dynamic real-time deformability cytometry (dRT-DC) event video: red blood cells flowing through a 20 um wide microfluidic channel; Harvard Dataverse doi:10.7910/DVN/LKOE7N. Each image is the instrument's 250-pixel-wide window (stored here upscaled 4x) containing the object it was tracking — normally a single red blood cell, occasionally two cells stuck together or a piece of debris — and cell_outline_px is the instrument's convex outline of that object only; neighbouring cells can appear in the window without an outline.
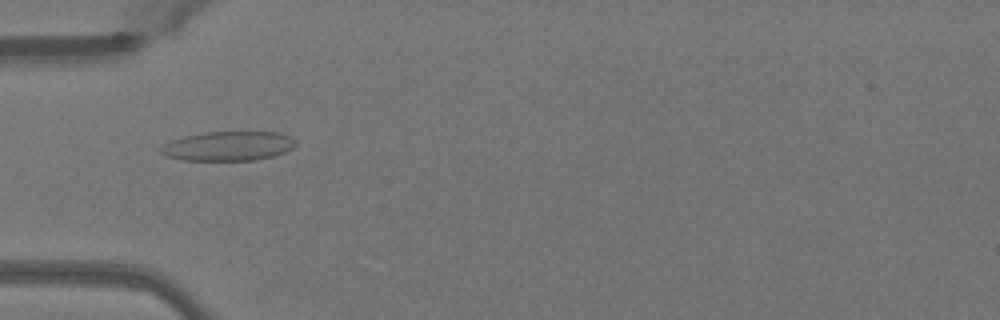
{"species": "Egyptian fruit bat (a non-hibernating species)", "species_latin": "Rousettus aegyptiacus", "temperature_condition": "warm", "stored_images_in_passage": 50, "camera_frame_rate_fps": 3000, "um_per_image_px": 0.085, "animal": {"sex": "female"}, "frame": {"image": 1, "passage_image": 16, "time_ms": 5.0, "image_size_px": [1000, 320], "cell_outline_px": [[296, 144], [292, 148], [284, 152], [272, 156], [256, 160], [184, 160], [168, 156], [160, 152], [160, 148], [164, 144], [172, 140], [204, 132], [276, 132], [288, 136], [296, 140]], "centroid_in_image_um": [19.42, 12.41], "position_along_channel_um": 65.6, "area_um2": 22.77}}
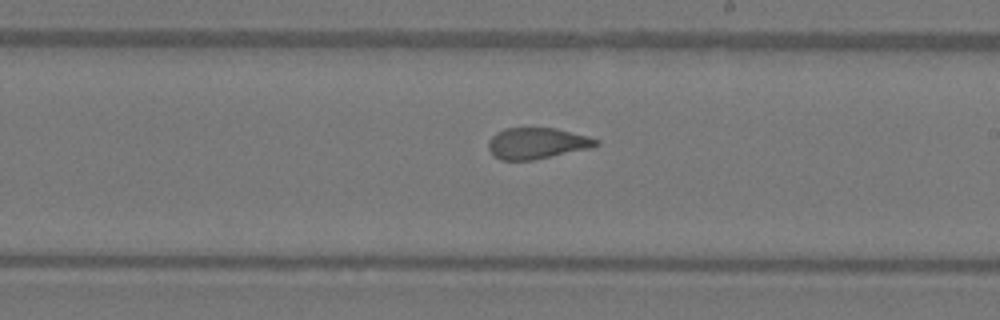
{"frame": {"image": 2, "passage_image": 29, "time_ms": 9.333, "image_size_px": [1000, 320], "cell_outline_px": [[600, 144], [592, 148], [532, 160], [500, 160], [488, 148], [488, 140], [496, 132], [504, 128], [556, 128], [588, 136], [600, 140]], "centroid_in_image_um": [45.66, 12.17], "position_along_channel_um": 243.3, "area_um2": 19.59}}
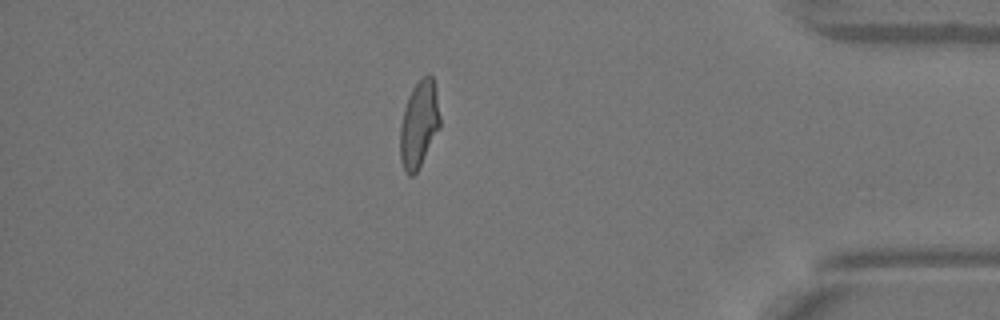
{"frame": {"image": 3, "passage_image": 43, "time_ms": 14.0, "image_size_px": [1000, 320], "cell_outline_px": [[440, 128], [416, 172], [412, 176], [408, 176], [400, 160], [400, 128], [404, 108], [408, 96], [412, 88], [428, 72], [432, 76], [436, 88], [440, 116]], "centroid_in_image_um": [35.62, 10.53], "position_along_channel_um": 399.6, "area_um2": 20.11}, "authors_computed_cell_mechanics": {"area_um2": 20.6924, "velocity_mm_per_s": 4.1008, "shape_relaxation_time_tau1_ms": null, "shape_relaxation_time_tau2_ms": 1.1118, "deformation_change_tau1": null, "deformation_change_tau2": 0.077}}